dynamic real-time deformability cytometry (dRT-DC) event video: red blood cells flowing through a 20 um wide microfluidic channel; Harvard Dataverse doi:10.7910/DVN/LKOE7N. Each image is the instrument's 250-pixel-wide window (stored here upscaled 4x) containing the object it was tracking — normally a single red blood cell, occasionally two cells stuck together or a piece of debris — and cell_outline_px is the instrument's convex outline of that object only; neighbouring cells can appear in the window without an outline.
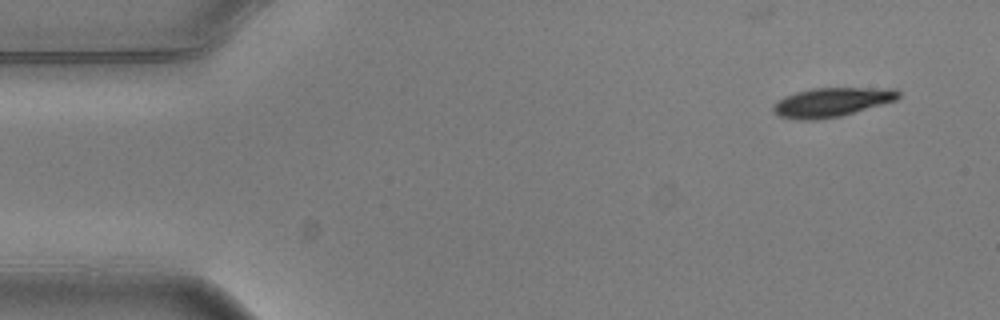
{"species": "common noctule bat (a hibernating species)", "species_latin": "Nyctalus noctula", "temperature_condition": "warm", "stored_images_in_passage": 3, "camera_frame_rate_fps": 3000, "um_per_image_px": 0.085, "animal": {"sex": "male", "body_mass_g": 20.5, "forearm_length_mm": 52.5}, "frame": {"image": 1, "passage_image": 1, "time_ms": 0.0, "image_size_px": [1000, 320], "cell_outline_px": [[900, 96], [896, 100], [840, 116], [816, 120], [800, 120], [780, 116], [772, 108], [772, 104], [776, 100], [784, 96], [796, 92], [812, 88], [896, 88], [900, 92]], "centroid_in_image_um": [70.68, 8.67], "position_along_channel_um": 14.3, "area_um2": 21.21}}
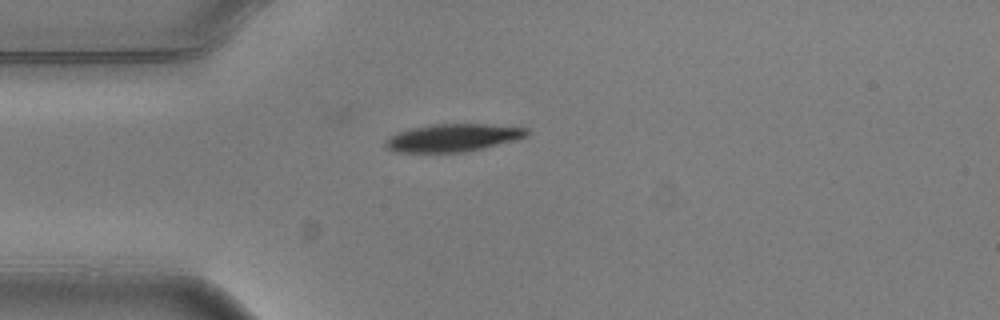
{"frame": {"image": 2, "passage_image": 3, "time_ms": 0.667, "image_size_px": [1000, 320], "cell_outline_px": [[532, 132], [528, 136], [516, 140], [484, 148], [464, 152], [396, 152], [388, 148], [384, 144], [384, 140], [388, 136], [396, 132], [412, 128], [432, 124], [488, 124], [528, 128]], "centroid_in_image_um": [38.52, 11.7], "position_along_channel_um": 46.5, "area_um2": 23.06}}